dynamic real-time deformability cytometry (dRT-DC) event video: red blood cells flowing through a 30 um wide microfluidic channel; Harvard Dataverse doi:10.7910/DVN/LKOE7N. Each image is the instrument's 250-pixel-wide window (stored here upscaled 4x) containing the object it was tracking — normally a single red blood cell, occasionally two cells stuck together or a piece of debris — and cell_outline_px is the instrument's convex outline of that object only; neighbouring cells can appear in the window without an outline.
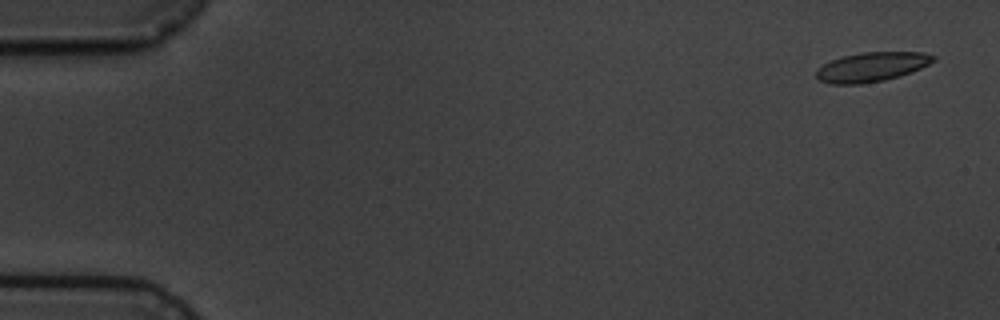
{"species": "common noctule bat (a hibernating species)", "species_latin": "Nyctalus noctula", "temperature_condition": "cold", "stored_images_in_passage": 5, "camera_frame_rate_fps": 3000, "um_per_image_px": 0.085, "animal": {"sex": "male", "body_mass_g": 19.5, "forearm_length_mm": 54.6}, "frame": {"image": 1, "passage_image": 1, "time_ms": 0.0, "image_size_px": [1000, 320], "cell_outline_px": [[936, 60], [912, 72], [900, 76], [884, 80], [860, 84], [832, 84], [820, 80], [816, 76], [816, 72], [824, 64], [832, 60], [844, 56], [860, 52], [924, 52], [936, 56]], "centroid_in_image_um": [74.13, 5.68], "position_along_channel_um": 10.9, "area_um2": 19.94}}
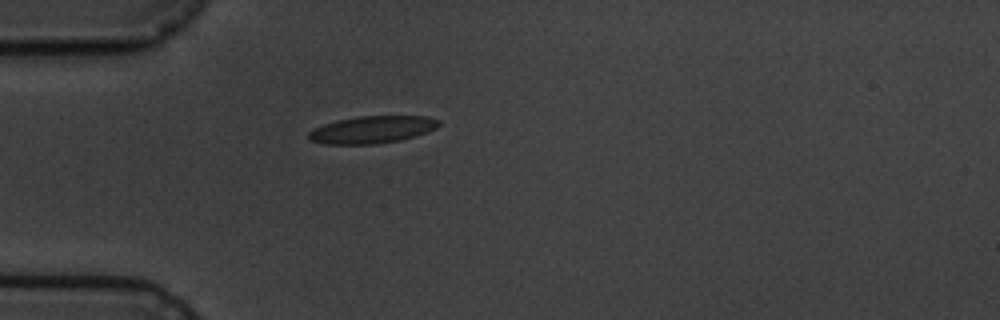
{"frame": {"image": 2, "passage_image": 5, "time_ms": 4.667, "image_size_px": [1000, 320], "cell_outline_px": [[440, 124], [436, 128], [400, 140], [376, 144], [324, 144], [312, 140], [308, 136], [308, 132], [324, 124], [336, 120], [356, 116], [428, 116], [440, 120]], "centroid_in_image_um": [31.63, 11.01], "position_along_channel_um": 53.4, "area_um2": 20.52}}